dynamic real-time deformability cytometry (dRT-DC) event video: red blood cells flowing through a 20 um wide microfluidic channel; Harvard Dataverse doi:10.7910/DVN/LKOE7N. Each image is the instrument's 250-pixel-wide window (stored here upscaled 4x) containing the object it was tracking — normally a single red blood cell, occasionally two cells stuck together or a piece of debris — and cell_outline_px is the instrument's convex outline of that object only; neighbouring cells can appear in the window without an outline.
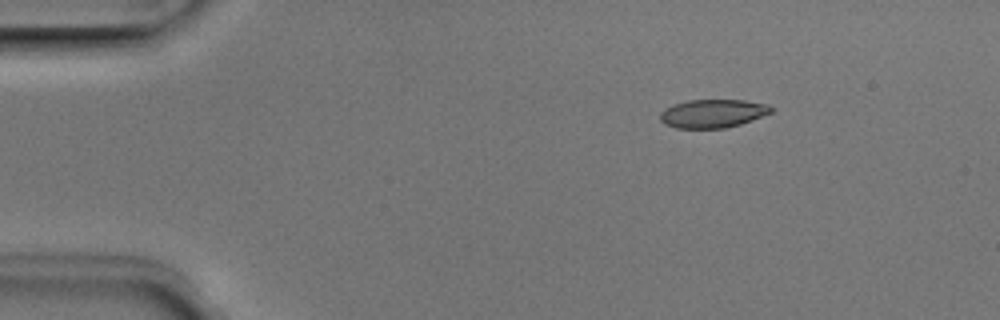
{"species": "Egyptian fruit bat (a non-hibernating species)", "species_latin": "Rousettus aegyptiacus", "temperature_condition": "room temperature", "stored_images_in_passage": 4, "camera_frame_rate_fps": 3000, "um_per_image_px": 0.085, "animal": {"sex": "male"}, "frame": {"image": 1, "passage_image": 2, "time_ms": 0.333, "image_size_px": [1000, 320], "cell_outline_px": [[776, 108], [772, 112], [752, 120], [740, 124], [724, 128], [676, 128], [664, 124], [660, 120], [660, 112], [664, 108], [672, 104], [688, 100], [744, 100], [768, 104]], "centroid_in_image_um": [60.58, 9.64], "position_along_channel_um": 24.4, "area_um2": 18.55}}